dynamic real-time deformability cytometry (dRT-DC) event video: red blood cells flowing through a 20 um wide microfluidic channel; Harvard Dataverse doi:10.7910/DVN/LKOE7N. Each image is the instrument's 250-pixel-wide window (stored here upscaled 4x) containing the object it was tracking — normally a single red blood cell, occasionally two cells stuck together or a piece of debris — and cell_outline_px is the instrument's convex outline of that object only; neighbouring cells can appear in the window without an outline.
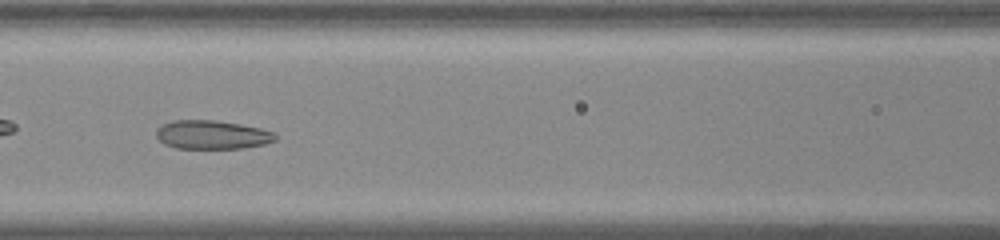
{"species": "common noctule bat (a hibernating species)", "species_latin": "Nyctalus noctula", "temperature_condition": "room temperature", "stored_images_in_passage": 42, "camera_frame_rate_fps": 3000, "um_per_image_px": 0.085, "animal": {"sex": "male", "body_mass_g": 20.0, "forearm_length_mm": 53.3}, "frame": {"image": 1, "passage_image": 13, "time_ms": 4.0, "image_size_px": [1000, 240], "cell_outline_px": [[276, 140], [264, 144], [244, 148], [176, 148], [164, 144], [156, 136], [156, 128], [172, 120], [216, 120], [240, 124], [260, 128], [276, 132]], "centroid_in_image_um": [18.03, 11.45], "position_along_channel_um": 148.6, "area_um2": 20.0}}
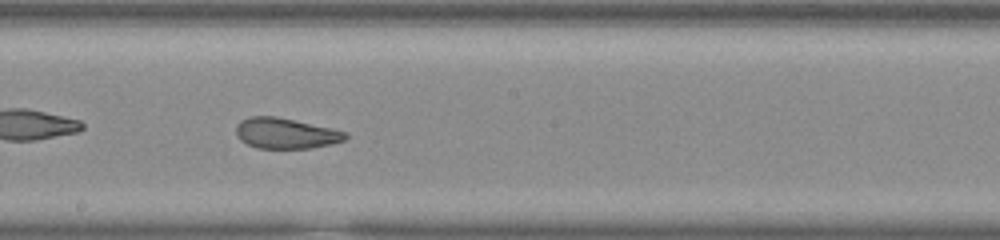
{"frame": {"image": 2, "passage_image": 19, "time_ms": 6.0, "image_size_px": [1000, 240], "cell_outline_px": [[348, 136], [344, 140], [332, 144], [312, 148], [256, 148], [240, 140], [236, 136], [236, 128], [240, 120], [252, 116], [276, 116], [332, 128], [348, 132]], "centroid_in_image_um": [24.29, 11.33], "position_along_channel_um": 223.9, "area_um2": 19.59}, "authors_computed_cell_mechanics": {"area_um2": 21.5883, "velocity_mm_per_s": 3.7774, "shape_relaxation_time_tau1_ms": null, "shape_relaxation_time_tau2_ms": 1.2945, "deformation_change_tau1": null, "deformation_change_tau2": 0.0804}}